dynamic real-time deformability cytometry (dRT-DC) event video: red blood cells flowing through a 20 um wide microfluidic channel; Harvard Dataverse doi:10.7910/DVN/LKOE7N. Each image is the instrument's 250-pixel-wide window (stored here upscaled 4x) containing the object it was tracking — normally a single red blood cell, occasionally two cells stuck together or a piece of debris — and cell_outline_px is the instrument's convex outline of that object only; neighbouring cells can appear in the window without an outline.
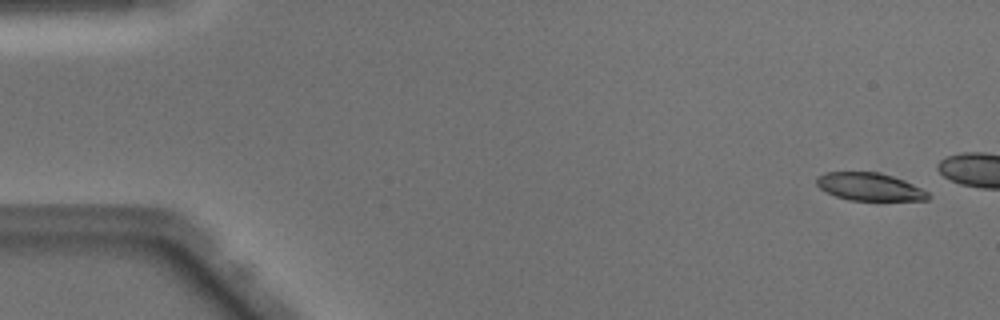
{"species": "Egyptian fruit bat (a non-hibernating species)", "species_latin": "Rousettus aegyptiacus", "temperature_condition": "warm", "stored_images_in_passage": 13, "camera_frame_rate_fps": 3000, "um_per_image_px": 0.085, "animal": {"sex": "male"}, "frame": {"image": 1, "passage_image": 3, "time_ms": 0.667, "image_size_px": [1000, 320], "cell_outline_px": [[932, 196], [928, 200], [848, 200], [836, 196], [820, 188], [816, 184], [816, 176], [828, 172], [876, 172], [892, 176], [904, 180], [928, 192]], "centroid_in_image_um": [73.91, 15.88], "position_along_channel_um": 11.1, "area_um2": 17.92}}